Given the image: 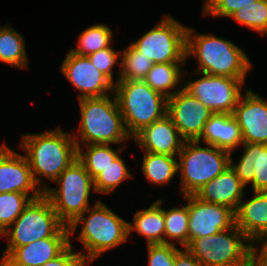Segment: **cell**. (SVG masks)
<instances>
[{
	"label": "cell",
	"instance_id": "1",
	"mask_svg": "<svg viewBox=\"0 0 267 266\" xmlns=\"http://www.w3.org/2000/svg\"><path fill=\"white\" fill-rule=\"evenodd\" d=\"M18 147L25 151L34 180L43 191L49 188L47 183L41 185L43 177L54 182L77 159L73 136L60 127L39 134H25Z\"/></svg>",
	"mask_w": 267,
	"mask_h": 266
},
{
	"label": "cell",
	"instance_id": "2",
	"mask_svg": "<svg viewBox=\"0 0 267 266\" xmlns=\"http://www.w3.org/2000/svg\"><path fill=\"white\" fill-rule=\"evenodd\" d=\"M194 56L196 74L246 78L252 63L246 53L232 41L215 35L197 34L187 27L186 59Z\"/></svg>",
	"mask_w": 267,
	"mask_h": 266
},
{
	"label": "cell",
	"instance_id": "3",
	"mask_svg": "<svg viewBox=\"0 0 267 266\" xmlns=\"http://www.w3.org/2000/svg\"><path fill=\"white\" fill-rule=\"evenodd\" d=\"M86 213L87 217H85ZM80 223L83 224L77 239L83 244V250H79V253L89 265L101 254L117 248L129 238L128 221L100 200H97L69 226L70 237L76 232ZM85 250L87 254L83 253Z\"/></svg>",
	"mask_w": 267,
	"mask_h": 266
},
{
	"label": "cell",
	"instance_id": "4",
	"mask_svg": "<svg viewBox=\"0 0 267 266\" xmlns=\"http://www.w3.org/2000/svg\"><path fill=\"white\" fill-rule=\"evenodd\" d=\"M112 99V100H111ZM79 134L72 135L76 146L90 144H120L131 139L115 94L79 100ZM79 135V136H78Z\"/></svg>",
	"mask_w": 267,
	"mask_h": 266
},
{
	"label": "cell",
	"instance_id": "5",
	"mask_svg": "<svg viewBox=\"0 0 267 266\" xmlns=\"http://www.w3.org/2000/svg\"><path fill=\"white\" fill-rule=\"evenodd\" d=\"M8 239L0 264L17 248L50 237H70L69 227L58 218L50 200L43 194L24 208L21 215L0 235ZM10 237V238H9Z\"/></svg>",
	"mask_w": 267,
	"mask_h": 266
},
{
	"label": "cell",
	"instance_id": "6",
	"mask_svg": "<svg viewBox=\"0 0 267 266\" xmlns=\"http://www.w3.org/2000/svg\"><path fill=\"white\" fill-rule=\"evenodd\" d=\"M113 94L132 138L144 127L167 115L168 98L143 80L117 81Z\"/></svg>",
	"mask_w": 267,
	"mask_h": 266
},
{
	"label": "cell",
	"instance_id": "7",
	"mask_svg": "<svg viewBox=\"0 0 267 266\" xmlns=\"http://www.w3.org/2000/svg\"><path fill=\"white\" fill-rule=\"evenodd\" d=\"M205 146L199 141H185L177 156L182 196L195 195L230 166L229 151L214 145Z\"/></svg>",
	"mask_w": 267,
	"mask_h": 266
},
{
	"label": "cell",
	"instance_id": "8",
	"mask_svg": "<svg viewBox=\"0 0 267 266\" xmlns=\"http://www.w3.org/2000/svg\"><path fill=\"white\" fill-rule=\"evenodd\" d=\"M54 182L58 187L47 188L44 195L50 200L59 220L69 227L90 207V192H95L94 182L78 159Z\"/></svg>",
	"mask_w": 267,
	"mask_h": 266
},
{
	"label": "cell",
	"instance_id": "9",
	"mask_svg": "<svg viewBox=\"0 0 267 266\" xmlns=\"http://www.w3.org/2000/svg\"><path fill=\"white\" fill-rule=\"evenodd\" d=\"M185 248L204 266H248L252 262V241L236 225L195 238Z\"/></svg>",
	"mask_w": 267,
	"mask_h": 266
},
{
	"label": "cell",
	"instance_id": "10",
	"mask_svg": "<svg viewBox=\"0 0 267 266\" xmlns=\"http://www.w3.org/2000/svg\"><path fill=\"white\" fill-rule=\"evenodd\" d=\"M186 34L187 27L166 14L131 45L154 63H186Z\"/></svg>",
	"mask_w": 267,
	"mask_h": 266
},
{
	"label": "cell",
	"instance_id": "11",
	"mask_svg": "<svg viewBox=\"0 0 267 266\" xmlns=\"http://www.w3.org/2000/svg\"><path fill=\"white\" fill-rule=\"evenodd\" d=\"M245 78L204 74L185 82L183 89L200 100L213 114H233L242 95Z\"/></svg>",
	"mask_w": 267,
	"mask_h": 266
},
{
	"label": "cell",
	"instance_id": "12",
	"mask_svg": "<svg viewBox=\"0 0 267 266\" xmlns=\"http://www.w3.org/2000/svg\"><path fill=\"white\" fill-rule=\"evenodd\" d=\"M60 68L68 81L80 92L78 100L114 93L115 83L98 70L88 56L77 55L69 50Z\"/></svg>",
	"mask_w": 267,
	"mask_h": 266
},
{
	"label": "cell",
	"instance_id": "13",
	"mask_svg": "<svg viewBox=\"0 0 267 266\" xmlns=\"http://www.w3.org/2000/svg\"><path fill=\"white\" fill-rule=\"evenodd\" d=\"M167 115L185 141H197L213 112L182 88L167 99Z\"/></svg>",
	"mask_w": 267,
	"mask_h": 266
},
{
	"label": "cell",
	"instance_id": "14",
	"mask_svg": "<svg viewBox=\"0 0 267 266\" xmlns=\"http://www.w3.org/2000/svg\"><path fill=\"white\" fill-rule=\"evenodd\" d=\"M189 243L195 239L211 236L236 225L235 211L231 208L199 200L188 195Z\"/></svg>",
	"mask_w": 267,
	"mask_h": 266
},
{
	"label": "cell",
	"instance_id": "15",
	"mask_svg": "<svg viewBox=\"0 0 267 266\" xmlns=\"http://www.w3.org/2000/svg\"><path fill=\"white\" fill-rule=\"evenodd\" d=\"M7 192L24 193L32 200L44 194L34 180L26 157L6 144H2L0 146V193Z\"/></svg>",
	"mask_w": 267,
	"mask_h": 266
},
{
	"label": "cell",
	"instance_id": "16",
	"mask_svg": "<svg viewBox=\"0 0 267 266\" xmlns=\"http://www.w3.org/2000/svg\"><path fill=\"white\" fill-rule=\"evenodd\" d=\"M245 92L232 114L240 127L243 143L267 145V101L251 89Z\"/></svg>",
	"mask_w": 267,
	"mask_h": 266
},
{
	"label": "cell",
	"instance_id": "17",
	"mask_svg": "<svg viewBox=\"0 0 267 266\" xmlns=\"http://www.w3.org/2000/svg\"><path fill=\"white\" fill-rule=\"evenodd\" d=\"M132 140L145 152L170 156H178L185 142L168 115L144 127Z\"/></svg>",
	"mask_w": 267,
	"mask_h": 266
},
{
	"label": "cell",
	"instance_id": "18",
	"mask_svg": "<svg viewBox=\"0 0 267 266\" xmlns=\"http://www.w3.org/2000/svg\"><path fill=\"white\" fill-rule=\"evenodd\" d=\"M243 154L234 163L230 153V167L246 186L251 183L253 191L267 192V145L243 143Z\"/></svg>",
	"mask_w": 267,
	"mask_h": 266
},
{
	"label": "cell",
	"instance_id": "19",
	"mask_svg": "<svg viewBox=\"0 0 267 266\" xmlns=\"http://www.w3.org/2000/svg\"><path fill=\"white\" fill-rule=\"evenodd\" d=\"M71 237H50L17 247L0 266H42L61 255L71 244Z\"/></svg>",
	"mask_w": 267,
	"mask_h": 266
},
{
	"label": "cell",
	"instance_id": "20",
	"mask_svg": "<svg viewBox=\"0 0 267 266\" xmlns=\"http://www.w3.org/2000/svg\"><path fill=\"white\" fill-rule=\"evenodd\" d=\"M245 185L229 166L194 195L201 201L225 205L235 212L244 198Z\"/></svg>",
	"mask_w": 267,
	"mask_h": 266
},
{
	"label": "cell",
	"instance_id": "21",
	"mask_svg": "<svg viewBox=\"0 0 267 266\" xmlns=\"http://www.w3.org/2000/svg\"><path fill=\"white\" fill-rule=\"evenodd\" d=\"M197 141L214 145L231 154L243 144L240 127L232 114H213Z\"/></svg>",
	"mask_w": 267,
	"mask_h": 266
},
{
	"label": "cell",
	"instance_id": "22",
	"mask_svg": "<svg viewBox=\"0 0 267 266\" xmlns=\"http://www.w3.org/2000/svg\"><path fill=\"white\" fill-rule=\"evenodd\" d=\"M254 197L240 202L236 226L253 242L267 232V192L253 191Z\"/></svg>",
	"mask_w": 267,
	"mask_h": 266
},
{
	"label": "cell",
	"instance_id": "23",
	"mask_svg": "<svg viewBox=\"0 0 267 266\" xmlns=\"http://www.w3.org/2000/svg\"><path fill=\"white\" fill-rule=\"evenodd\" d=\"M163 199L153 202L148 208L137 211L133 222H128V235L136 231L147 239V244L165 243V218Z\"/></svg>",
	"mask_w": 267,
	"mask_h": 266
},
{
	"label": "cell",
	"instance_id": "24",
	"mask_svg": "<svg viewBox=\"0 0 267 266\" xmlns=\"http://www.w3.org/2000/svg\"><path fill=\"white\" fill-rule=\"evenodd\" d=\"M185 63H154L148 71L143 81L147 83L154 91L164 95L166 98L172 97L175 93L183 88V85L175 89L180 82L186 81L184 76L187 71L181 69Z\"/></svg>",
	"mask_w": 267,
	"mask_h": 266
},
{
	"label": "cell",
	"instance_id": "25",
	"mask_svg": "<svg viewBox=\"0 0 267 266\" xmlns=\"http://www.w3.org/2000/svg\"><path fill=\"white\" fill-rule=\"evenodd\" d=\"M166 154L145 152L142 172L153 186L169 184L178 172V158Z\"/></svg>",
	"mask_w": 267,
	"mask_h": 266
},
{
	"label": "cell",
	"instance_id": "26",
	"mask_svg": "<svg viewBox=\"0 0 267 266\" xmlns=\"http://www.w3.org/2000/svg\"><path fill=\"white\" fill-rule=\"evenodd\" d=\"M85 147L86 151L84 152L81 146L77 147V159L84 165L85 170L94 180L122 153L125 142L116 150L112 149L111 144H90L85 145Z\"/></svg>",
	"mask_w": 267,
	"mask_h": 266
},
{
	"label": "cell",
	"instance_id": "27",
	"mask_svg": "<svg viewBox=\"0 0 267 266\" xmlns=\"http://www.w3.org/2000/svg\"><path fill=\"white\" fill-rule=\"evenodd\" d=\"M23 35L10 27L0 26V62L16 68H27L28 55Z\"/></svg>",
	"mask_w": 267,
	"mask_h": 266
},
{
	"label": "cell",
	"instance_id": "28",
	"mask_svg": "<svg viewBox=\"0 0 267 266\" xmlns=\"http://www.w3.org/2000/svg\"><path fill=\"white\" fill-rule=\"evenodd\" d=\"M183 198L186 200L187 204L169 210L164 209V218L165 243L176 246L179 243L185 248L189 244V212L188 196H183Z\"/></svg>",
	"mask_w": 267,
	"mask_h": 266
},
{
	"label": "cell",
	"instance_id": "29",
	"mask_svg": "<svg viewBox=\"0 0 267 266\" xmlns=\"http://www.w3.org/2000/svg\"><path fill=\"white\" fill-rule=\"evenodd\" d=\"M113 32L106 24H95L86 28L77 38V48H70L72 53L88 56L91 53L111 46Z\"/></svg>",
	"mask_w": 267,
	"mask_h": 266
},
{
	"label": "cell",
	"instance_id": "30",
	"mask_svg": "<svg viewBox=\"0 0 267 266\" xmlns=\"http://www.w3.org/2000/svg\"><path fill=\"white\" fill-rule=\"evenodd\" d=\"M117 81L143 80L154 62L142 55L131 44L121 52Z\"/></svg>",
	"mask_w": 267,
	"mask_h": 266
},
{
	"label": "cell",
	"instance_id": "31",
	"mask_svg": "<svg viewBox=\"0 0 267 266\" xmlns=\"http://www.w3.org/2000/svg\"><path fill=\"white\" fill-rule=\"evenodd\" d=\"M131 177L134 176L129 172L124 159L119 154L113 163L93 180L95 192L111 194L123 181Z\"/></svg>",
	"mask_w": 267,
	"mask_h": 266
},
{
	"label": "cell",
	"instance_id": "32",
	"mask_svg": "<svg viewBox=\"0 0 267 266\" xmlns=\"http://www.w3.org/2000/svg\"><path fill=\"white\" fill-rule=\"evenodd\" d=\"M31 198L20 192L0 193V235L21 215Z\"/></svg>",
	"mask_w": 267,
	"mask_h": 266
},
{
	"label": "cell",
	"instance_id": "33",
	"mask_svg": "<svg viewBox=\"0 0 267 266\" xmlns=\"http://www.w3.org/2000/svg\"><path fill=\"white\" fill-rule=\"evenodd\" d=\"M230 17L261 35L267 34V0H258L239 9Z\"/></svg>",
	"mask_w": 267,
	"mask_h": 266
},
{
	"label": "cell",
	"instance_id": "34",
	"mask_svg": "<svg viewBox=\"0 0 267 266\" xmlns=\"http://www.w3.org/2000/svg\"><path fill=\"white\" fill-rule=\"evenodd\" d=\"M256 1L258 0H204L202 15L227 18Z\"/></svg>",
	"mask_w": 267,
	"mask_h": 266
},
{
	"label": "cell",
	"instance_id": "35",
	"mask_svg": "<svg viewBox=\"0 0 267 266\" xmlns=\"http://www.w3.org/2000/svg\"><path fill=\"white\" fill-rule=\"evenodd\" d=\"M149 266H174V256L180 250L168 243L147 244Z\"/></svg>",
	"mask_w": 267,
	"mask_h": 266
},
{
	"label": "cell",
	"instance_id": "36",
	"mask_svg": "<svg viewBox=\"0 0 267 266\" xmlns=\"http://www.w3.org/2000/svg\"><path fill=\"white\" fill-rule=\"evenodd\" d=\"M120 57L121 51L116 52L111 46L88 55L91 63L113 83L115 81L113 80L112 68L115 66L116 62L120 65V62H118Z\"/></svg>",
	"mask_w": 267,
	"mask_h": 266
},
{
	"label": "cell",
	"instance_id": "37",
	"mask_svg": "<svg viewBox=\"0 0 267 266\" xmlns=\"http://www.w3.org/2000/svg\"><path fill=\"white\" fill-rule=\"evenodd\" d=\"M72 244L58 257L44 263L42 266H89L83 256L76 250L73 251Z\"/></svg>",
	"mask_w": 267,
	"mask_h": 266
},
{
	"label": "cell",
	"instance_id": "38",
	"mask_svg": "<svg viewBox=\"0 0 267 266\" xmlns=\"http://www.w3.org/2000/svg\"><path fill=\"white\" fill-rule=\"evenodd\" d=\"M256 242V243H255ZM255 244H262L259 250ZM258 249V250H257ZM252 262L256 266H267V232L259 235L252 242Z\"/></svg>",
	"mask_w": 267,
	"mask_h": 266
},
{
	"label": "cell",
	"instance_id": "39",
	"mask_svg": "<svg viewBox=\"0 0 267 266\" xmlns=\"http://www.w3.org/2000/svg\"><path fill=\"white\" fill-rule=\"evenodd\" d=\"M174 266H204L186 248L174 256Z\"/></svg>",
	"mask_w": 267,
	"mask_h": 266
},
{
	"label": "cell",
	"instance_id": "40",
	"mask_svg": "<svg viewBox=\"0 0 267 266\" xmlns=\"http://www.w3.org/2000/svg\"><path fill=\"white\" fill-rule=\"evenodd\" d=\"M248 266H256L253 262H251Z\"/></svg>",
	"mask_w": 267,
	"mask_h": 266
}]
</instances>
